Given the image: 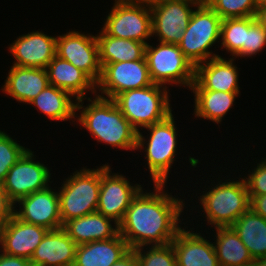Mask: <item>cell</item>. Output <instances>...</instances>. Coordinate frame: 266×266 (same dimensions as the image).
Segmentation results:
<instances>
[{
  "label": "cell",
  "instance_id": "obj_7",
  "mask_svg": "<svg viewBox=\"0 0 266 266\" xmlns=\"http://www.w3.org/2000/svg\"><path fill=\"white\" fill-rule=\"evenodd\" d=\"M221 24V17L204 0L195 8L178 44L194 67L220 56L211 47L220 42Z\"/></svg>",
  "mask_w": 266,
  "mask_h": 266
},
{
  "label": "cell",
  "instance_id": "obj_27",
  "mask_svg": "<svg viewBox=\"0 0 266 266\" xmlns=\"http://www.w3.org/2000/svg\"><path fill=\"white\" fill-rule=\"evenodd\" d=\"M191 92L194 93L195 118L209 120L218 125L230 112L232 106L234 107L235 100L241 93L212 90H191Z\"/></svg>",
  "mask_w": 266,
  "mask_h": 266
},
{
  "label": "cell",
  "instance_id": "obj_28",
  "mask_svg": "<svg viewBox=\"0 0 266 266\" xmlns=\"http://www.w3.org/2000/svg\"><path fill=\"white\" fill-rule=\"evenodd\" d=\"M96 37L101 68L108 63L134 61L145 57V43L109 36L102 29Z\"/></svg>",
  "mask_w": 266,
  "mask_h": 266
},
{
  "label": "cell",
  "instance_id": "obj_2",
  "mask_svg": "<svg viewBox=\"0 0 266 266\" xmlns=\"http://www.w3.org/2000/svg\"><path fill=\"white\" fill-rule=\"evenodd\" d=\"M76 102L75 122L99 143L112 148L135 151L138 131L124 117L112 99L95 95ZM80 111V112H79ZM79 112V113H78ZM78 113V114H77Z\"/></svg>",
  "mask_w": 266,
  "mask_h": 266
},
{
  "label": "cell",
  "instance_id": "obj_3",
  "mask_svg": "<svg viewBox=\"0 0 266 266\" xmlns=\"http://www.w3.org/2000/svg\"><path fill=\"white\" fill-rule=\"evenodd\" d=\"M238 177H236L238 180L229 178L223 179V181L220 179L222 176H219L216 184H213L215 181L211 182L210 185L213 187L205 185L206 191L203 189L202 195L198 193L200 194V197H197L198 202L200 201V209L204 212L203 217L206 219L204 221L211 225L210 229L211 227L231 226L250 209V197L246 182L241 175Z\"/></svg>",
  "mask_w": 266,
  "mask_h": 266
},
{
  "label": "cell",
  "instance_id": "obj_19",
  "mask_svg": "<svg viewBox=\"0 0 266 266\" xmlns=\"http://www.w3.org/2000/svg\"><path fill=\"white\" fill-rule=\"evenodd\" d=\"M190 230L183 225L172 241L177 266H220L213 243L197 230L192 231L194 227Z\"/></svg>",
  "mask_w": 266,
  "mask_h": 266
},
{
  "label": "cell",
  "instance_id": "obj_25",
  "mask_svg": "<svg viewBox=\"0 0 266 266\" xmlns=\"http://www.w3.org/2000/svg\"><path fill=\"white\" fill-rule=\"evenodd\" d=\"M76 102V98L69 92L48 85L29 105H34L37 111L39 109L43 115L52 121L70 122L71 120L73 124L76 115Z\"/></svg>",
  "mask_w": 266,
  "mask_h": 266
},
{
  "label": "cell",
  "instance_id": "obj_5",
  "mask_svg": "<svg viewBox=\"0 0 266 266\" xmlns=\"http://www.w3.org/2000/svg\"><path fill=\"white\" fill-rule=\"evenodd\" d=\"M169 87L153 84L116 95L115 102L124 117L139 132L140 128L161 122L172 114Z\"/></svg>",
  "mask_w": 266,
  "mask_h": 266
},
{
  "label": "cell",
  "instance_id": "obj_36",
  "mask_svg": "<svg viewBox=\"0 0 266 266\" xmlns=\"http://www.w3.org/2000/svg\"><path fill=\"white\" fill-rule=\"evenodd\" d=\"M14 203L0 185V231L14 216Z\"/></svg>",
  "mask_w": 266,
  "mask_h": 266
},
{
  "label": "cell",
  "instance_id": "obj_12",
  "mask_svg": "<svg viewBox=\"0 0 266 266\" xmlns=\"http://www.w3.org/2000/svg\"><path fill=\"white\" fill-rule=\"evenodd\" d=\"M153 84L145 57L134 61L108 63L101 68V76L96 83V95L113 99L125 91Z\"/></svg>",
  "mask_w": 266,
  "mask_h": 266
},
{
  "label": "cell",
  "instance_id": "obj_38",
  "mask_svg": "<svg viewBox=\"0 0 266 266\" xmlns=\"http://www.w3.org/2000/svg\"><path fill=\"white\" fill-rule=\"evenodd\" d=\"M29 259L11 256L0 251V266H30Z\"/></svg>",
  "mask_w": 266,
  "mask_h": 266
},
{
  "label": "cell",
  "instance_id": "obj_30",
  "mask_svg": "<svg viewBox=\"0 0 266 266\" xmlns=\"http://www.w3.org/2000/svg\"><path fill=\"white\" fill-rule=\"evenodd\" d=\"M246 38V17L222 20L220 48L230 53L232 58H243V44ZM234 56V57H233Z\"/></svg>",
  "mask_w": 266,
  "mask_h": 266
},
{
  "label": "cell",
  "instance_id": "obj_35",
  "mask_svg": "<svg viewBox=\"0 0 266 266\" xmlns=\"http://www.w3.org/2000/svg\"><path fill=\"white\" fill-rule=\"evenodd\" d=\"M263 159V160H262ZM249 195H265L266 194V157H262L256 167L248 170V174L243 177Z\"/></svg>",
  "mask_w": 266,
  "mask_h": 266
},
{
  "label": "cell",
  "instance_id": "obj_4",
  "mask_svg": "<svg viewBox=\"0 0 266 266\" xmlns=\"http://www.w3.org/2000/svg\"><path fill=\"white\" fill-rule=\"evenodd\" d=\"M173 113L161 122L145 127L148 133L144 136L141 130L137 135L136 150L144 151V159L147 162V170L153 184H167L170 178L171 168L177 156L178 138L176 121ZM170 172V173H169Z\"/></svg>",
  "mask_w": 266,
  "mask_h": 266
},
{
  "label": "cell",
  "instance_id": "obj_16",
  "mask_svg": "<svg viewBox=\"0 0 266 266\" xmlns=\"http://www.w3.org/2000/svg\"><path fill=\"white\" fill-rule=\"evenodd\" d=\"M56 36L42 30L20 35L9 44L8 50L14 57L12 65L30 68H46L56 55Z\"/></svg>",
  "mask_w": 266,
  "mask_h": 266
},
{
  "label": "cell",
  "instance_id": "obj_43",
  "mask_svg": "<svg viewBox=\"0 0 266 266\" xmlns=\"http://www.w3.org/2000/svg\"><path fill=\"white\" fill-rule=\"evenodd\" d=\"M30 266H45V265L31 263Z\"/></svg>",
  "mask_w": 266,
  "mask_h": 266
},
{
  "label": "cell",
  "instance_id": "obj_31",
  "mask_svg": "<svg viewBox=\"0 0 266 266\" xmlns=\"http://www.w3.org/2000/svg\"><path fill=\"white\" fill-rule=\"evenodd\" d=\"M133 250L136 252L139 266H177L172 242L166 245L142 246Z\"/></svg>",
  "mask_w": 266,
  "mask_h": 266
},
{
  "label": "cell",
  "instance_id": "obj_26",
  "mask_svg": "<svg viewBox=\"0 0 266 266\" xmlns=\"http://www.w3.org/2000/svg\"><path fill=\"white\" fill-rule=\"evenodd\" d=\"M213 246L220 266H251L253 258L231 226L212 228ZM216 237V238H215ZM215 239V240H214Z\"/></svg>",
  "mask_w": 266,
  "mask_h": 266
},
{
  "label": "cell",
  "instance_id": "obj_37",
  "mask_svg": "<svg viewBox=\"0 0 266 266\" xmlns=\"http://www.w3.org/2000/svg\"><path fill=\"white\" fill-rule=\"evenodd\" d=\"M250 209L264 219H266V194L265 195H249Z\"/></svg>",
  "mask_w": 266,
  "mask_h": 266
},
{
  "label": "cell",
  "instance_id": "obj_8",
  "mask_svg": "<svg viewBox=\"0 0 266 266\" xmlns=\"http://www.w3.org/2000/svg\"><path fill=\"white\" fill-rule=\"evenodd\" d=\"M148 43L145 49V58L148 64L150 77L154 84L168 87H187L190 91L194 82L195 67L184 56L177 44Z\"/></svg>",
  "mask_w": 266,
  "mask_h": 266
},
{
  "label": "cell",
  "instance_id": "obj_20",
  "mask_svg": "<svg viewBox=\"0 0 266 266\" xmlns=\"http://www.w3.org/2000/svg\"><path fill=\"white\" fill-rule=\"evenodd\" d=\"M49 85L45 68L11 65L1 90L4 94L27 105Z\"/></svg>",
  "mask_w": 266,
  "mask_h": 266
},
{
  "label": "cell",
  "instance_id": "obj_13",
  "mask_svg": "<svg viewBox=\"0 0 266 266\" xmlns=\"http://www.w3.org/2000/svg\"><path fill=\"white\" fill-rule=\"evenodd\" d=\"M140 183L130 182L126 175L112 173L111 166L101 165V186L97 212L113 219L119 224L133 198L142 189Z\"/></svg>",
  "mask_w": 266,
  "mask_h": 266
},
{
  "label": "cell",
  "instance_id": "obj_9",
  "mask_svg": "<svg viewBox=\"0 0 266 266\" xmlns=\"http://www.w3.org/2000/svg\"><path fill=\"white\" fill-rule=\"evenodd\" d=\"M101 28L107 35L148 44L152 37L150 4L114 0Z\"/></svg>",
  "mask_w": 266,
  "mask_h": 266
},
{
  "label": "cell",
  "instance_id": "obj_23",
  "mask_svg": "<svg viewBox=\"0 0 266 266\" xmlns=\"http://www.w3.org/2000/svg\"><path fill=\"white\" fill-rule=\"evenodd\" d=\"M62 228L77 245L108 240L119 233V224L97 211L70 219L63 224Z\"/></svg>",
  "mask_w": 266,
  "mask_h": 266
},
{
  "label": "cell",
  "instance_id": "obj_17",
  "mask_svg": "<svg viewBox=\"0 0 266 266\" xmlns=\"http://www.w3.org/2000/svg\"><path fill=\"white\" fill-rule=\"evenodd\" d=\"M228 59V60H227ZM235 58L221 55L195 66L190 90L240 92L239 73Z\"/></svg>",
  "mask_w": 266,
  "mask_h": 266
},
{
  "label": "cell",
  "instance_id": "obj_24",
  "mask_svg": "<svg viewBox=\"0 0 266 266\" xmlns=\"http://www.w3.org/2000/svg\"><path fill=\"white\" fill-rule=\"evenodd\" d=\"M130 250L128 243L118 233L108 240L77 245L73 266H111Z\"/></svg>",
  "mask_w": 266,
  "mask_h": 266
},
{
  "label": "cell",
  "instance_id": "obj_40",
  "mask_svg": "<svg viewBox=\"0 0 266 266\" xmlns=\"http://www.w3.org/2000/svg\"><path fill=\"white\" fill-rule=\"evenodd\" d=\"M255 18L260 23V25L266 30V6L257 9Z\"/></svg>",
  "mask_w": 266,
  "mask_h": 266
},
{
  "label": "cell",
  "instance_id": "obj_32",
  "mask_svg": "<svg viewBox=\"0 0 266 266\" xmlns=\"http://www.w3.org/2000/svg\"><path fill=\"white\" fill-rule=\"evenodd\" d=\"M220 17L244 18L256 15L254 0H204Z\"/></svg>",
  "mask_w": 266,
  "mask_h": 266
},
{
  "label": "cell",
  "instance_id": "obj_22",
  "mask_svg": "<svg viewBox=\"0 0 266 266\" xmlns=\"http://www.w3.org/2000/svg\"><path fill=\"white\" fill-rule=\"evenodd\" d=\"M77 244L63 228L48 230L30 261L45 266H73Z\"/></svg>",
  "mask_w": 266,
  "mask_h": 266
},
{
  "label": "cell",
  "instance_id": "obj_10",
  "mask_svg": "<svg viewBox=\"0 0 266 266\" xmlns=\"http://www.w3.org/2000/svg\"><path fill=\"white\" fill-rule=\"evenodd\" d=\"M203 0H159L150 4L152 37L157 42L179 44L194 9ZM194 7V8H193Z\"/></svg>",
  "mask_w": 266,
  "mask_h": 266
},
{
  "label": "cell",
  "instance_id": "obj_21",
  "mask_svg": "<svg viewBox=\"0 0 266 266\" xmlns=\"http://www.w3.org/2000/svg\"><path fill=\"white\" fill-rule=\"evenodd\" d=\"M49 85L69 92L76 100L96 95V83L81 69L55 55L45 68Z\"/></svg>",
  "mask_w": 266,
  "mask_h": 266
},
{
  "label": "cell",
  "instance_id": "obj_6",
  "mask_svg": "<svg viewBox=\"0 0 266 266\" xmlns=\"http://www.w3.org/2000/svg\"><path fill=\"white\" fill-rule=\"evenodd\" d=\"M58 187L62 225L97 211L101 186V166L96 169L82 167L72 172Z\"/></svg>",
  "mask_w": 266,
  "mask_h": 266
},
{
  "label": "cell",
  "instance_id": "obj_33",
  "mask_svg": "<svg viewBox=\"0 0 266 266\" xmlns=\"http://www.w3.org/2000/svg\"><path fill=\"white\" fill-rule=\"evenodd\" d=\"M28 149L17 143L5 130H0V185L11 167Z\"/></svg>",
  "mask_w": 266,
  "mask_h": 266
},
{
  "label": "cell",
  "instance_id": "obj_34",
  "mask_svg": "<svg viewBox=\"0 0 266 266\" xmlns=\"http://www.w3.org/2000/svg\"><path fill=\"white\" fill-rule=\"evenodd\" d=\"M266 46V30L255 16L246 17V38L243 44V57H255ZM255 55V56H254Z\"/></svg>",
  "mask_w": 266,
  "mask_h": 266
},
{
  "label": "cell",
  "instance_id": "obj_15",
  "mask_svg": "<svg viewBox=\"0 0 266 266\" xmlns=\"http://www.w3.org/2000/svg\"><path fill=\"white\" fill-rule=\"evenodd\" d=\"M19 204V205H18ZM19 206V210L16 208ZM14 216L21 221L44 227L48 230L62 228L59 194L51 185L21 198L14 204Z\"/></svg>",
  "mask_w": 266,
  "mask_h": 266
},
{
  "label": "cell",
  "instance_id": "obj_39",
  "mask_svg": "<svg viewBox=\"0 0 266 266\" xmlns=\"http://www.w3.org/2000/svg\"><path fill=\"white\" fill-rule=\"evenodd\" d=\"M111 266H139L136 252L131 249L125 256Z\"/></svg>",
  "mask_w": 266,
  "mask_h": 266
},
{
  "label": "cell",
  "instance_id": "obj_14",
  "mask_svg": "<svg viewBox=\"0 0 266 266\" xmlns=\"http://www.w3.org/2000/svg\"><path fill=\"white\" fill-rule=\"evenodd\" d=\"M56 55L85 72L95 83L101 76L99 62V45L95 36L90 33L72 30L58 35Z\"/></svg>",
  "mask_w": 266,
  "mask_h": 266
},
{
  "label": "cell",
  "instance_id": "obj_18",
  "mask_svg": "<svg viewBox=\"0 0 266 266\" xmlns=\"http://www.w3.org/2000/svg\"><path fill=\"white\" fill-rule=\"evenodd\" d=\"M48 229L27 223L13 216L0 231V251L31 259Z\"/></svg>",
  "mask_w": 266,
  "mask_h": 266
},
{
  "label": "cell",
  "instance_id": "obj_29",
  "mask_svg": "<svg viewBox=\"0 0 266 266\" xmlns=\"http://www.w3.org/2000/svg\"><path fill=\"white\" fill-rule=\"evenodd\" d=\"M231 227L240 237L253 260L266 257V219L249 209Z\"/></svg>",
  "mask_w": 266,
  "mask_h": 266
},
{
  "label": "cell",
  "instance_id": "obj_1",
  "mask_svg": "<svg viewBox=\"0 0 266 266\" xmlns=\"http://www.w3.org/2000/svg\"><path fill=\"white\" fill-rule=\"evenodd\" d=\"M165 187L153 184L150 192L142 188L127 208L119 223V234L130 249L171 243L183 228L182 223L186 224L182 222L186 220L182 218L184 208H188L186 199L174 197Z\"/></svg>",
  "mask_w": 266,
  "mask_h": 266
},
{
  "label": "cell",
  "instance_id": "obj_11",
  "mask_svg": "<svg viewBox=\"0 0 266 266\" xmlns=\"http://www.w3.org/2000/svg\"><path fill=\"white\" fill-rule=\"evenodd\" d=\"M36 157L34 151L28 149L11 167L1 184L14 204L21 198L46 189L53 183L50 181L51 170L42 161L36 160Z\"/></svg>",
  "mask_w": 266,
  "mask_h": 266
},
{
  "label": "cell",
  "instance_id": "obj_42",
  "mask_svg": "<svg viewBox=\"0 0 266 266\" xmlns=\"http://www.w3.org/2000/svg\"><path fill=\"white\" fill-rule=\"evenodd\" d=\"M256 9L266 6V0H254Z\"/></svg>",
  "mask_w": 266,
  "mask_h": 266
},
{
  "label": "cell",
  "instance_id": "obj_41",
  "mask_svg": "<svg viewBox=\"0 0 266 266\" xmlns=\"http://www.w3.org/2000/svg\"><path fill=\"white\" fill-rule=\"evenodd\" d=\"M128 3H146V4H152L154 2H157L159 0H121Z\"/></svg>",
  "mask_w": 266,
  "mask_h": 266
}]
</instances>
